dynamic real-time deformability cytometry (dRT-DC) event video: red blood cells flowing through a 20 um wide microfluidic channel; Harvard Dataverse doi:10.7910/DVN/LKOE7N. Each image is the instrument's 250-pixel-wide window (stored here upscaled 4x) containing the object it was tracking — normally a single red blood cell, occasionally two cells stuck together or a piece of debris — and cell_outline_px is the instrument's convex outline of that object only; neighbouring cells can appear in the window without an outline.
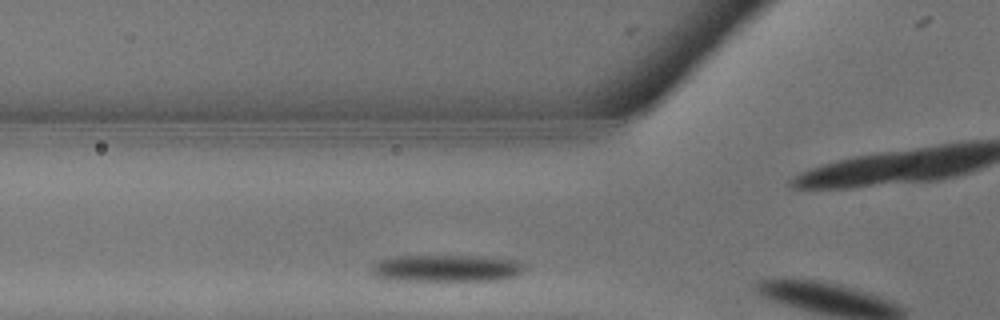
{"species": "common noctule bat (a hibernating species)", "species_latin": "Nyctalus noctula", "temperature_condition": "warm", "stored_images_in_passage": 4, "camera_frame_rate_fps": 3000, "um_per_image_px": 0.085, "animal": {"sex": "male", "body_mass_g": 13.3}, "frame": {"image": 1, "passage_image": 3, "time_ms": 0.667, "image_size_px": [1000, 320], "cell_outline_px": [[528, 268], [516, 276], [496, 280], [396, 280], [376, 276], [372, 272], [372, 268], [380, 260], [400, 256], [484, 256], [516, 260], [524, 264]], "centroid_in_image_um": [38.06, 22.79], "position_along_channel_um": 87.7, "area_um2": 23.76}}